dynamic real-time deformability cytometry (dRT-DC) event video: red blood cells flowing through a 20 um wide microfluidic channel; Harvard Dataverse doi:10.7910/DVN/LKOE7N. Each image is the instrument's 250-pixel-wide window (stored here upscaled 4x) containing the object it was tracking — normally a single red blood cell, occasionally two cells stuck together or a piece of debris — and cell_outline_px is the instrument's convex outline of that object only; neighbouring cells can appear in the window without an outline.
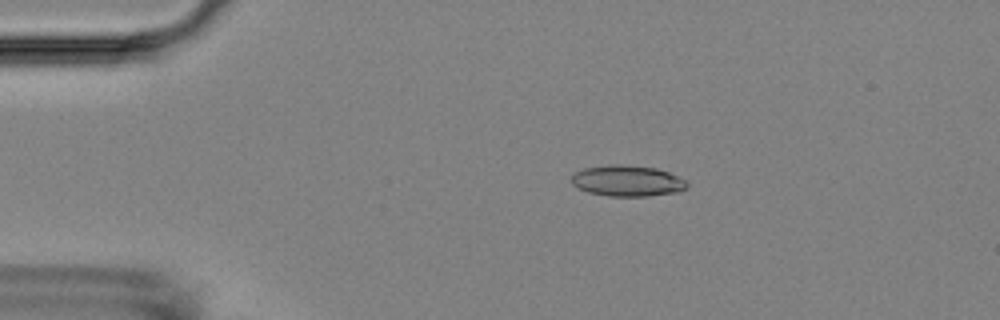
{"species": "Egyptian fruit bat (a non-hibernating species)", "species_latin": "Rousettus aegyptiacus", "temperature_condition": "room temperature", "stored_images_in_passage": 52, "camera_frame_rate_fps": 3000, "um_per_image_px": 0.085, "animal": {"sex": "female"}, "frame": {"image": 1, "passage_image": 8, "time_ms": 2.333, "image_size_px": [1000, 320], "cell_outline_px": [[688, 188], [680, 192], [648, 196], [608, 196], [588, 192], [572, 184], [572, 176], [576, 172], [584, 168], [608, 164], [620, 164], [656, 168], [668, 172], [684, 180], [688, 184]], "centroid_in_image_um": [53.34, 15.37], "position_along_channel_um": 31.7, "area_um2": 20.87}}
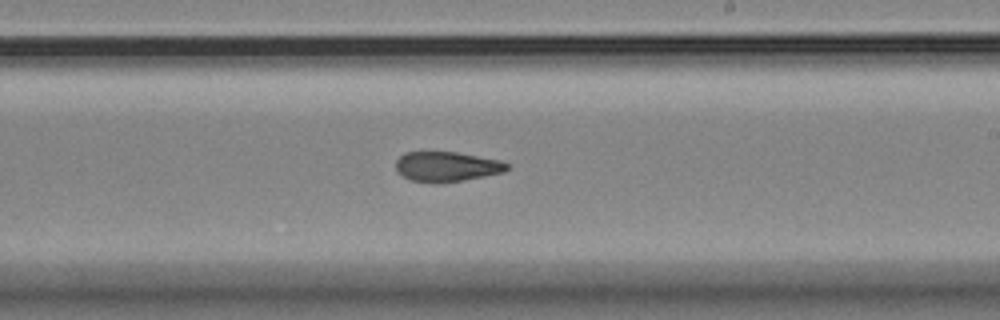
{"frame": {"image": 2, "passage_image": 30, "time_ms": 9.667, "image_size_px": [1000, 320], "cell_outline_px": [[508, 168], [504, 172], [464, 180], [440, 184], [412, 180], [400, 176], [396, 172], [396, 160], [404, 152], [456, 152], [500, 160], [508, 164]], "centroid_in_image_um": [37.93, 14.17], "position_along_channel_um": 251.1, "area_um2": 19.54}}
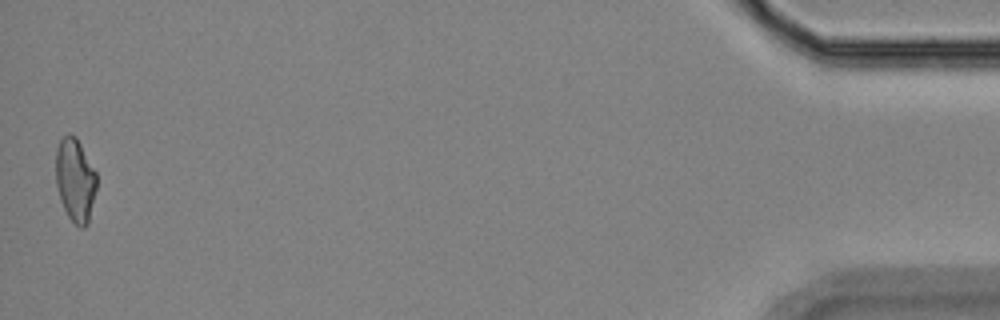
{"frame": {"image": 3, "passage_image": 52, "time_ms": 17.0, "image_size_px": [1000, 320], "cell_outline_px": [[96, 188], [88, 224], [84, 228], [80, 228], [68, 216], [60, 200], [56, 184], [56, 148], [60, 140], [68, 132], [76, 136], [96, 172]], "centroid_in_image_um": [6.38, 15.28], "position_along_channel_um": 428.8, "area_um2": 19.83}, "authors_computed_cell_mechanics": {"area_um2": 20.3745, "velocity_mm_per_s": 3.6311, "shape_relaxation_time_tau1_ms": null, "shape_relaxation_time_tau2_ms": 5.0343, "deformation_change_tau1": null, "deformation_change_tau2": 0.1214}}